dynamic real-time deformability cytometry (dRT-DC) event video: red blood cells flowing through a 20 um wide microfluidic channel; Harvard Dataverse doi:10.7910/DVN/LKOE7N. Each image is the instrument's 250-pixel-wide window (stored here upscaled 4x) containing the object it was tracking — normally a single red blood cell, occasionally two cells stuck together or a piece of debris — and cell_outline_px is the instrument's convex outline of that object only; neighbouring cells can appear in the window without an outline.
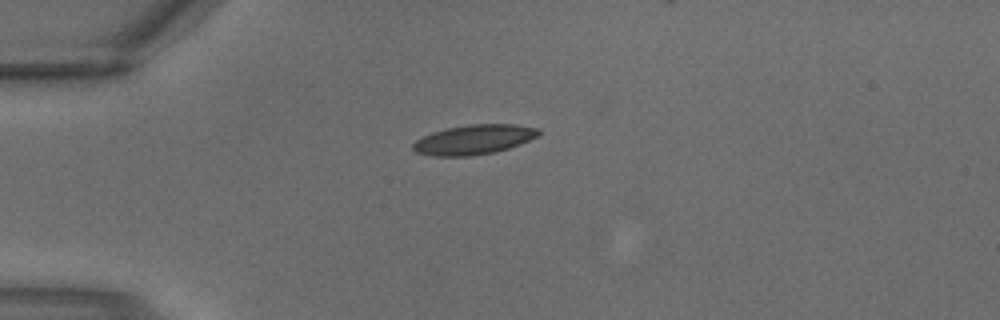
{"species": "common noctule bat (a hibernating species)", "species_latin": "Nyctalus noctula", "temperature_condition": "warm", "stored_images_in_passage": 1, "camera_frame_rate_fps": 3000, "um_per_image_px": 0.085, "animal": {"sex": "male", "body_mass_g": 18.8}, "frame": {"image": 1, "passage_image": 1, "time_ms": 0.0, "image_size_px": [1000, 320], "cell_outline_px": [[540, 132], [536, 136], [520, 144], [508, 148], [492, 152], [472, 156], [432, 156], [416, 152], [412, 148], [412, 144], [416, 140], [432, 132], [448, 128], [468, 124], [516, 124], [540, 128]], "centroid_in_image_um": [40.27, 11.86], "position_along_channel_um": 44.7, "area_um2": 21.62}}